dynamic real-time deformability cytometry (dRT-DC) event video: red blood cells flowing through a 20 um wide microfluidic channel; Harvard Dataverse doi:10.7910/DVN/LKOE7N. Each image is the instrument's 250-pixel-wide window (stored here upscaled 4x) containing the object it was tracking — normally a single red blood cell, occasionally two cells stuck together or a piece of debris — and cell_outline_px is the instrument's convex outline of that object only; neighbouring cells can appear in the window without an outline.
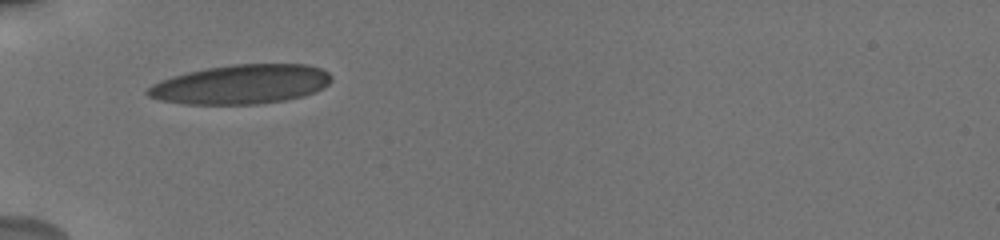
{"species": "human", "species_latin": "Homo sapiens", "temperature_condition": "cold", "stored_images_in_passage": 42, "camera_frame_rate_fps": 3000, "um_per_image_px": 0.085, "donor": {"sex": "male"}, "frame": {"image": 1, "passage_image": 1, "time_ms": 0.0, "image_size_px": [1000, 240], "cell_outline_px": [[332, 80], [324, 88], [316, 92], [304, 96], [284, 100], [260, 104], [184, 104], [160, 100], [148, 96], [144, 92], [152, 84], [160, 80], [172, 76], [188, 72], [208, 68], [232, 64], [308, 64], [320, 68], [328, 72], [332, 76]], "centroid_in_image_um": [20.51, 7.17], "position_along_channel_um": 64.5, "area_um2": 42.31}}
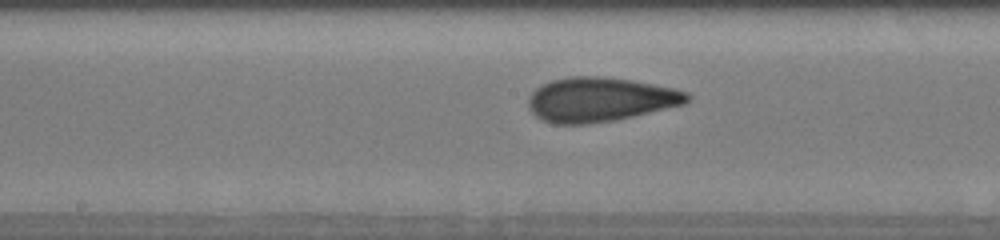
{"frame": {"image": 2, "passage_image": 13, "time_ms": 3.667, "image_size_px": [1000, 240], "cell_outline_px": [[692, 96], [688, 104], [616, 120], [588, 124], [552, 124], [540, 120], [528, 108], [528, 96], [536, 88], [552, 80], [572, 76], [596, 76], [632, 80], [676, 88], [688, 92]], "centroid_in_image_um": [51.04, 8.47], "position_along_channel_um": 197.2, "area_um2": 41.56}}
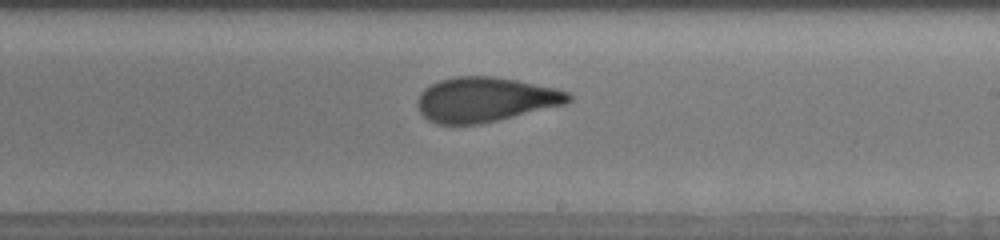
{"frame": {"image": 3, "passage_image": 18, "time_ms": 5.0, "image_size_px": [1000, 240], "cell_outline_px": [[572, 100], [564, 104], [500, 120], [480, 124], [440, 124], [428, 120], [420, 112], [416, 104], [416, 100], [420, 92], [424, 88], [440, 80], [456, 76], [496, 76], [556, 88], [568, 92], [572, 96]], "centroid_in_image_um": [41.23, 8.46], "position_along_channel_um": 247.8, "area_um2": 39.42}, "authors_computed_cell_mechanics": {"area_um2": 38.7838, "velocity_mm_per_s": 3.8272, "shape_relaxation_time_tau1_ms": 8.8869, "shape_relaxation_time_tau2_ms": 1.2725, "deformation_change_tau1": 0.2177, "deformation_change_tau2": 0.0876}}